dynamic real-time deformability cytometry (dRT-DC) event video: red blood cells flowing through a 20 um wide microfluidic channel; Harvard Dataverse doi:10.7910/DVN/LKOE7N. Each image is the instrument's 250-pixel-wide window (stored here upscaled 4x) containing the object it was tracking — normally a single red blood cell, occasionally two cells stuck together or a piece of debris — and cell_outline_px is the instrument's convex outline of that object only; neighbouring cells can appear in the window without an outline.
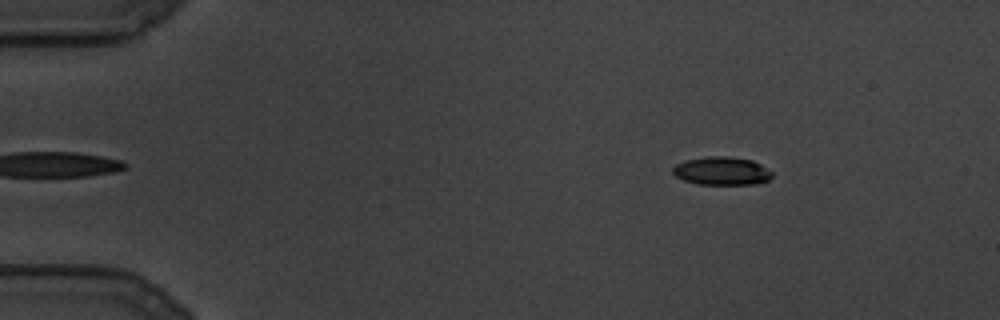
{"species": "common noctule bat (a hibernating species)", "species_latin": "Nyctalus noctula", "temperature_condition": "cold", "stored_images_in_passage": 103, "camera_frame_rate_fps": 3000, "um_per_image_px": 0.085, "animal": {"sex": "male", "body_mass_g": 19.5, "forearm_length_mm": 54.6}, "frame": {"image": 1, "passage_image": 4, "time_ms": 1.0, "image_size_px": [1000, 320], "cell_outline_px": [[772, 176], [768, 180], [756, 184], [696, 184], [684, 180], [676, 176], [672, 172], [672, 168], [676, 164], [684, 160], [708, 156], [724, 156], [752, 160], [760, 164], [772, 172]], "centroid_in_image_um": [61.32, 14.53], "position_along_channel_um": 23.7, "area_um2": 16.3}}
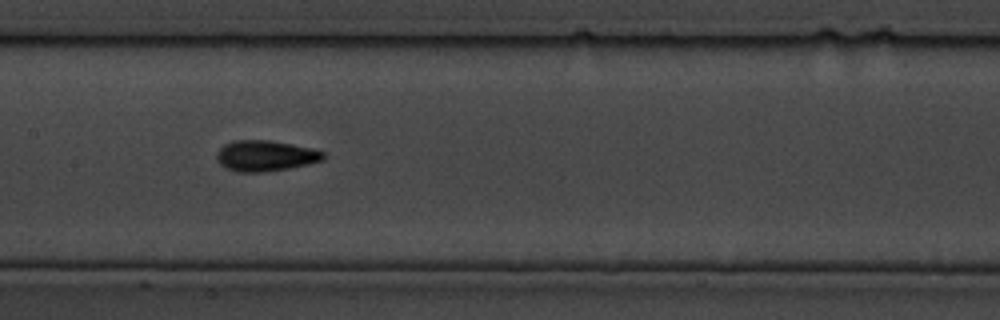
{"frame": {"image": 2, "passage_image": 46, "time_ms": 15.0, "image_size_px": [1000, 320], "cell_outline_px": [[324, 160], [308, 164], [288, 168], [264, 172], [236, 172], [224, 168], [216, 160], [216, 152], [224, 144], [232, 140], [272, 140], [312, 148], [324, 152]], "centroid_in_image_um": [22.52, 13.24], "position_along_channel_um": 184.9, "area_um2": 19.36}}
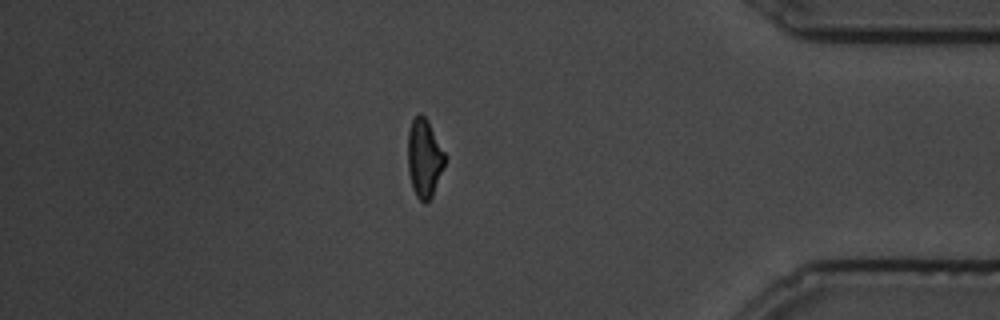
{"frame": {"image": 3, "passage_image": 88, "time_ms": 29.0, "image_size_px": [1000, 320], "cell_outline_px": [[444, 164], [432, 196], [424, 204], [416, 196], [412, 188], [408, 172], [408, 132], [412, 120], [420, 112], [428, 120], [444, 152]], "centroid_in_image_um": [36.03, 13.43], "position_along_channel_um": 399.2, "area_um2": 16.7}}